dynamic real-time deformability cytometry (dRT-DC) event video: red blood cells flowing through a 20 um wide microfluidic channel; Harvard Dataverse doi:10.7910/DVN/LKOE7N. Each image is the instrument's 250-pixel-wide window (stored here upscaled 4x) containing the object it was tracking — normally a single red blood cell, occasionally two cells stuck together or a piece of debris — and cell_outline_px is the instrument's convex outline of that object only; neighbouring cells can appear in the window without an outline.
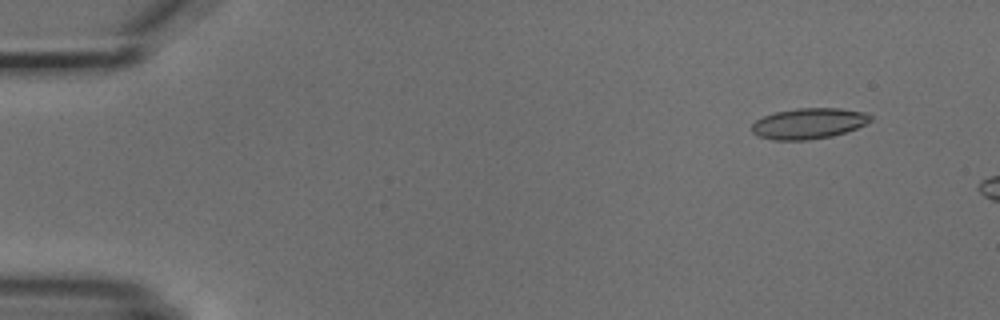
{"species": "common noctule bat (a hibernating species)", "species_latin": "Nyctalus noctula", "temperature_condition": "cold", "stored_images_in_passage": 4, "camera_frame_rate_fps": 3000, "um_per_image_px": 0.085, "animal": {"sex": "male", "body_mass_g": 18.8}, "frame": {"image": 1, "passage_image": 2, "time_ms": 1.333, "image_size_px": [1000, 320], "cell_outline_px": [[872, 120], [856, 128], [832, 136], [808, 140], [772, 140], [756, 136], [752, 132], [752, 124], [756, 120], [764, 116], [776, 112], [796, 108], [840, 108], [864, 112], [872, 116]], "centroid_in_image_um": [68.71, 10.5], "position_along_channel_um": 16.3, "area_um2": 21.27}}